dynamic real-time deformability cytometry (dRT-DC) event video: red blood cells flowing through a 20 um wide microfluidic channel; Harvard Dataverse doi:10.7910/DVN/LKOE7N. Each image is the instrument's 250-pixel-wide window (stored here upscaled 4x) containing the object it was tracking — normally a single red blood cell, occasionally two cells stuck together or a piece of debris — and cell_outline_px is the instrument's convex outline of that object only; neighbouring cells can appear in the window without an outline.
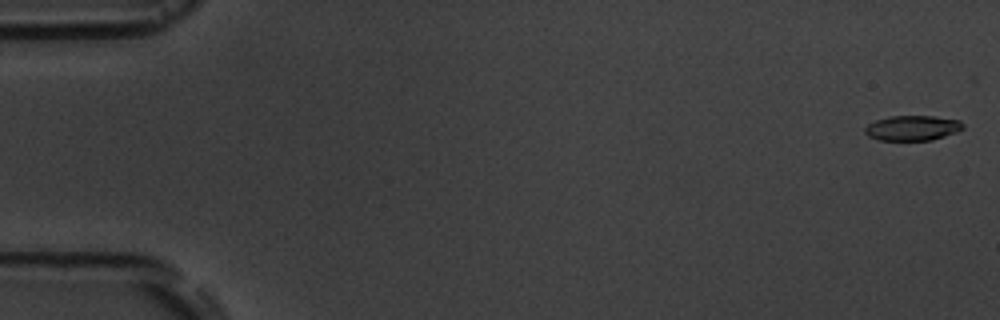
{"species": "common noctule bat (a hibernating species)", "species_latin": "Nyctalus noctula", "temperature_condition": "room temperature", "stored_images_in_passage": 9, "camera_frame_rate_fps": 3000, "um_per_image_px": 0.085, "animal": {"sex": "male", "body_mass_g": 19.5, "forearm_length_mm": 54.6}, "frame": {"image": 1, "passage_image": 1, "time_ms": 0.0, "image_size_px": [1000, 320], "cell_outline_px": [[964, 128], [956, 132], [932, 140], [880, 140], [868, 136], [864, 132], [864, 128], [868, 124], [876, 120], [892, 116], [932, 116], [960, 120], [964, 124]], "centroid_in_image_um": [77.56, 10.88], "position_along_channel_um": 7.4, "area_um2": 14.28}}
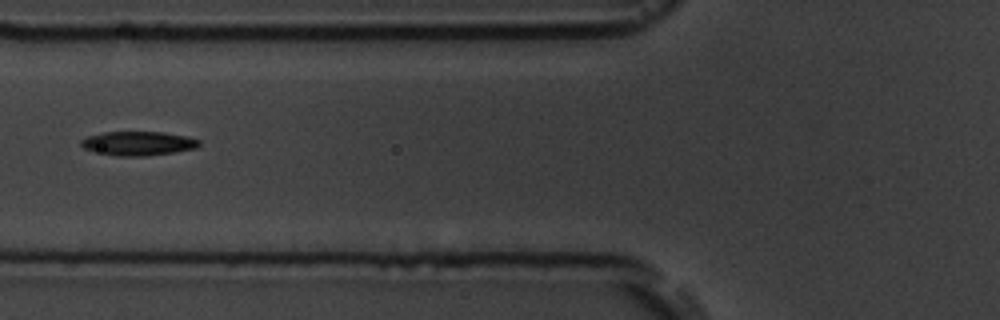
{"frame": {"image": 2, "passage_image": 7, "time_ms": 7.0, "image_size_px": [1000, 320], "cell_outline_px": [[200, 144], [196, 148], [172, 152], [144, 156], [116, 156], [92, 152], [84, 148], [80, 144], [80, 140], [88, 136], [104, 132], [164, 132], [188, 136], [200, 140]], "centroid_in_image_um": [11.72, 12.19], "position_along_channel_um": 114.1, "area_um2": 16.65}}
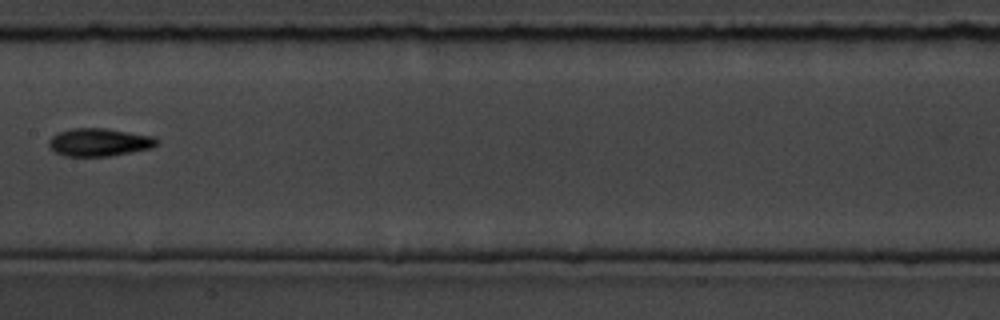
{"frame": {"image": 3, "passage_image": 9, "time_ms": 9.333, "image_size_px": [1000, 320], "cell_outline_px": [[160, 140], [152, 148], [112, 156], [64, 156], [56, 152], [48, 144], [48, 140], [56, 132], [72, 128], [104, 128], [156, 136]], "centroid_in_image_um": [8.45, 12.08], "position_along_channel_um": 198.9, "area_um2": 17.74}}